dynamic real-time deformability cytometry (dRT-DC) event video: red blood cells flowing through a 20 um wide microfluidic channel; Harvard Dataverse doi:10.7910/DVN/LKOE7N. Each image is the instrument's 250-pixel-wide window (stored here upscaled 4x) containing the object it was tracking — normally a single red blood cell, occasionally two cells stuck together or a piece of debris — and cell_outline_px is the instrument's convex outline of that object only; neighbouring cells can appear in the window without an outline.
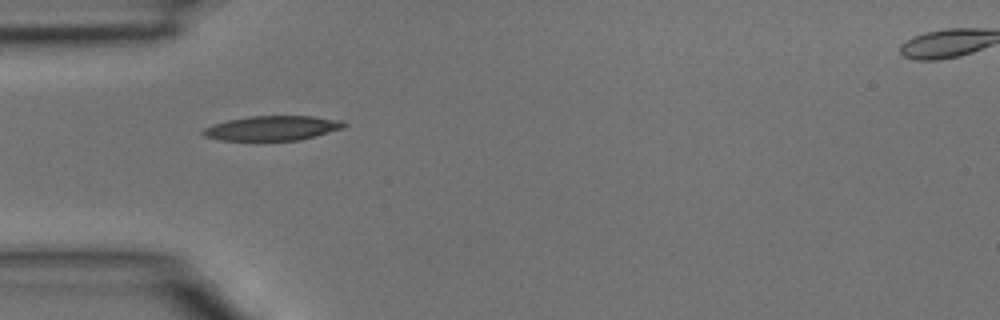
{"species": "common noctule bat (a hibernating species)", "species_latin": "Nyctalus noctula", "temperature_condition": "room temperature", "stored_images_in_passage": 4, "camera_frame_rate_fps": 3000, "um_per_image_px": 0.085, "animal": {"sex": "male", "body_mass_g": 15.6}, "frame": {"image": 1, "passage_image": 4, "time_ms": 1.0, "image_size_px": [1000, 320], "cell_outline_px": [[348, 124], [344, 128], [316, 136], [300, 140], [220, 140], [204, 136], [200, 132], [204, 128], [212, 124], [228, 120], [252, 116], [312, 116], [344, 120]], "centroid_in_image_um": [23.18, 10.89], "position_along_channel_um": 61.8, "area_um2": 20.35}}